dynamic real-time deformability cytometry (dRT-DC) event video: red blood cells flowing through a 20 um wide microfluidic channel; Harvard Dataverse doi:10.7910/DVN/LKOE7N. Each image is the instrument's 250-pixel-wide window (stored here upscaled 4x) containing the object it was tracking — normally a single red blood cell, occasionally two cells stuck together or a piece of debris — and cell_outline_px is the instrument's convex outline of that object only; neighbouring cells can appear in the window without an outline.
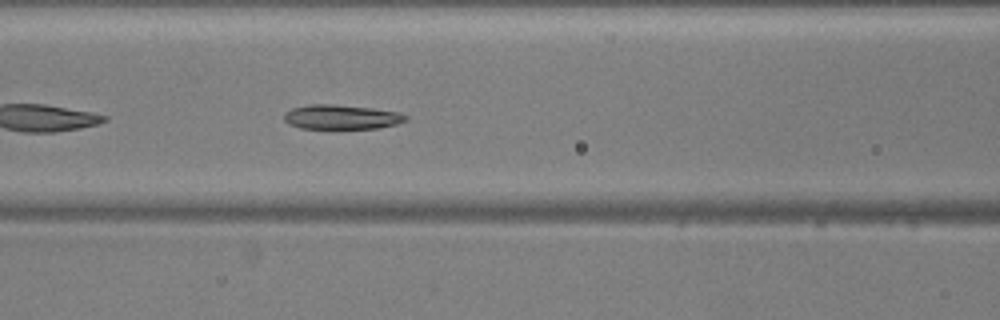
{"species": "common noctule bat (a hibernating species)", "species_latin": "Nyctalus noctula", "temperature_condition": "warm", "stored_images_in_passage": 38, "camera_frame_rate_fps": 3000, "um_per_image_px": 0.085, "animal": {"sex": "male", "body_mass_g": 20.5, "forearm_length_mm": 52.5}, "frame": {"image": 1, "passage_image": 8, "time_ms": 2.333, "image_size_px": [1000, 320], "cell_outline_px": [[408, 120], [396, 124], [376, 128], [332, 132], [300, 128], [288, 124], [284, 120], [284, 112], [292, 108], [312, 104], [332, 104], [372, 108], [400, 112], [408, 116]], "centroid_in_image_um": [28.99, 10.0], "position_along_channel_um": 137.6, "area_um2": 18.44}}
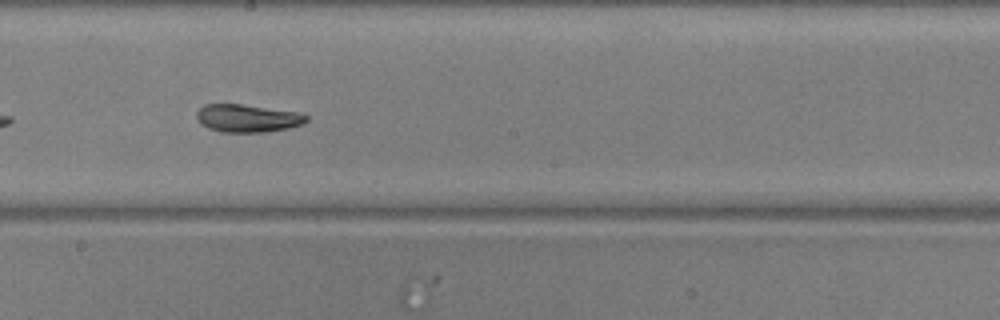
{"frame": {"image": 2, "passage_image": 15, "time_ms": 4.667, "image_size_px": [1000, 320], "cell_outline_px": [[308, 120], [304, 124], [288, 128], [268, 132], [220, 132], [208, 128], [200, 124], [196, 116], [196, 112], [204, 104], [240, 104], [296, 112], [308, 116]], "centroid_in_image_um": [21.01, 10.06], "position_along_channel_um": 227.2, "area_um2": 17.8}}
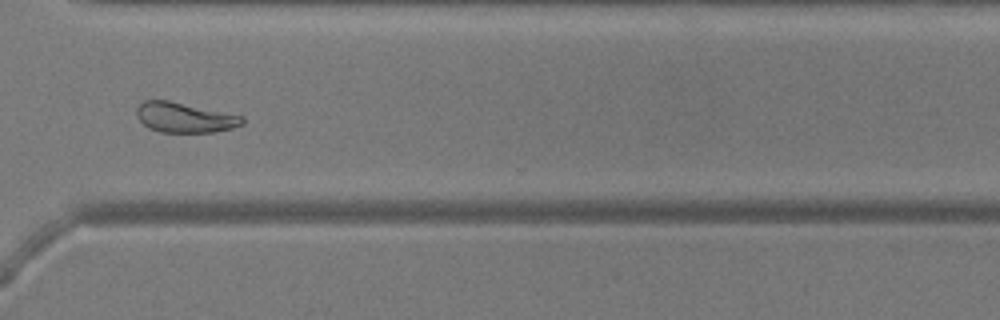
{"frame": {"image": 3, "passage_image": 25, "time_ms": 8.0, "image_size_px": [1000, 320], "cell_outline_px": [[244, 124], [232, 128], [216, 132], [160, 132], [148, 128], [136, 116], [136, 108], [144, 100], [168, 100], [244, 116]], "centroid_in_image_um": [15.7, 9.99], "position_along_channel_um": 354.9, "area_um2": 18.55}, "authors_computed_cell_mechanics": {"area_um2": 18.3226, "velocity_mm_per_s": 3.8436, "shape_relaxation_time_tau1_ms": 2.6156, "shape_relaxation_time_tau2_ms": 3.2976, "deformation_change_tau1": 0.1751, "deformation_change_tau2": 0.1123}}